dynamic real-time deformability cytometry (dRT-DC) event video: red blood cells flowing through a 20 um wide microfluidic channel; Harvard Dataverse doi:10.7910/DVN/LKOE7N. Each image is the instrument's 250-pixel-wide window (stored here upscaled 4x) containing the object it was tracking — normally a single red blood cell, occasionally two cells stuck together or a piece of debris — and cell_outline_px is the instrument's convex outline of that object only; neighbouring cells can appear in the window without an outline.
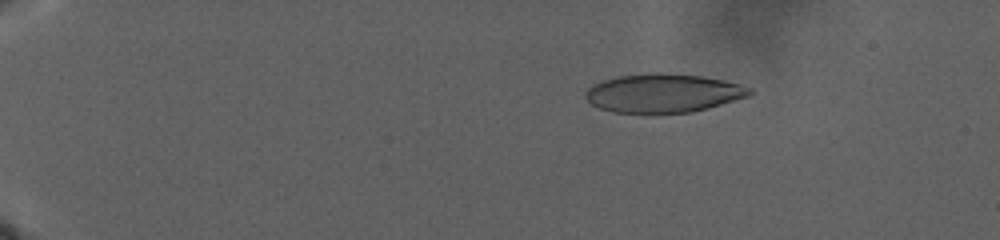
{"species": "human", "species_latin": "Homo sapiens", "temperature_condition": "warm", "stored_images_in_passage": 156, "camera_frame_rate_fps": 3000, "um_per_image_px": 0.085, "donor": {"sex": "male"}, "frame": {"image": 1, "passage_image": 24, "time_ms": 8.0, "image_size_px": [1000, 240], "cell_outline_px": [[752, 92], [748, 96], [720, 104], [688, 112], [612, 112], [600, 108], [592, 104], [584, 96], [584, 92], [588, 88], [604, 80], [620, 76], [660, 72], [700, 76], [724, 80], [740, 84], [752, 88]], "centroid_in_image_um": [56.37, 7.9], "position_along_channel_um": 28.6, "area_um2": 36.3}}
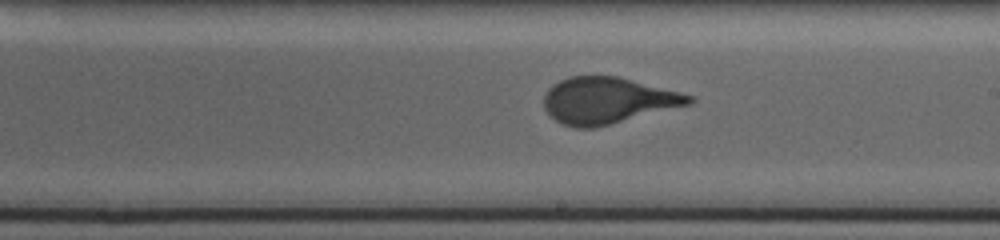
{"frame": {"image": 2, "passage_image": 100, "time_ms": 26.667, "image_size_px": [1000, 240], "cell_outline_px": [[696, 100], [692, 104], [592, 128], [576, 128], [564, 124], [556, 120], [544, 108], [544, 96], [548, 88], [552, 84], [568, 76], [616, 76], [696, 96]], "centroid_in_image_um": [51.66, 8.53], "position_along_channel_um": 237.3, "area_um2": 38.96}}
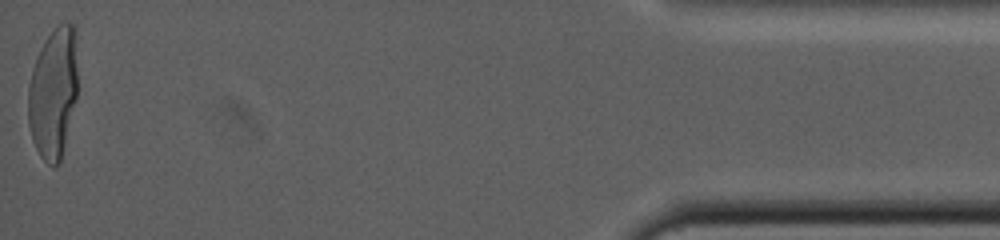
{"frame": {"image": 3, "passage_image": 156, "time_ms": 41.333, "image_size_px": [1000, 240], "cell_outline_px": [[76, 96], [60, 164], [52, 168], [40, 156], [32, 140], [28, 124], [28, 88], [32, 68], [36, 56], [44, 40], [56, 24], [76, 24]], "centroid_in_image_um": [4.51, 7.88], "position_along_channel_um": 430.7, "area_um2": 37.97}}